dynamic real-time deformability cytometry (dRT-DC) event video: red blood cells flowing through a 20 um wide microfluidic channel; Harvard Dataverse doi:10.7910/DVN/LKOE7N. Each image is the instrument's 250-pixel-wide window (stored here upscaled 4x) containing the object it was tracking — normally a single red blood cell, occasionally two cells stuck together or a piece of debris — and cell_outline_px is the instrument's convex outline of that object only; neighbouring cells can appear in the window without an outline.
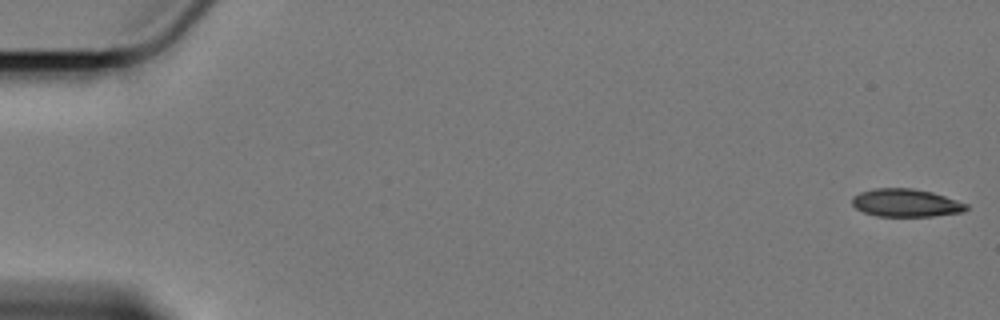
{"species": "Egyptian fruit bat (a non-hibernating species)", "species_latin": "Rousettus aegyptiacus", "temperature_condition": "cold", "stored_images_in_passage": 11, "camera_frame_rate_fps": 3000, "um_per_image_px": 0.085, "animal": {"sex": "female"}, "frame": {"image": 1, "passage_image": 1, "time_ms": 0.0, "image_size_px": [1000, 320], "cell_outline_px": [[968, 208], [964, 212], [932, 216], [876, 216], [864, 212], [856, 208], [852, 204], [852, 196], [860, 192], [876, 188], [912, 188], [932, 192], [968, 204]], "centroid_in_image_um": [77.0, 17.24], "position_along_channel_um": 8.0, "area_um2": 18.55}}